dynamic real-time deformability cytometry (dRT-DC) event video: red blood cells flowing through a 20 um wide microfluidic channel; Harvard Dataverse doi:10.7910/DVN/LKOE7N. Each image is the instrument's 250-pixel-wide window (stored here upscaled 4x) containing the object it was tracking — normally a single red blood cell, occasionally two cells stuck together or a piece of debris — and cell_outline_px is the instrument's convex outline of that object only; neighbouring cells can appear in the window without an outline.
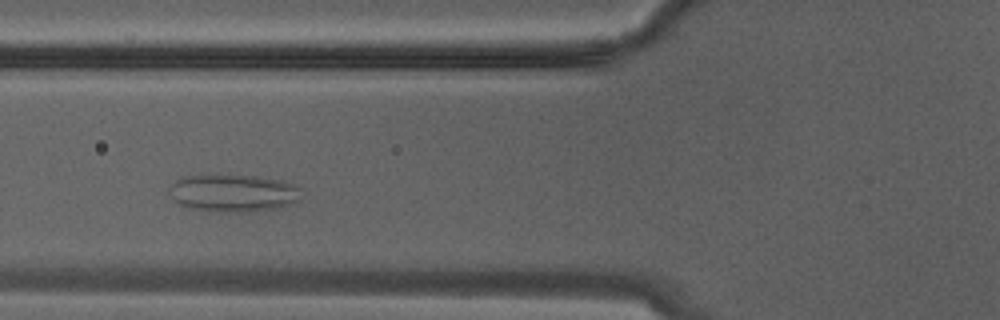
{"species": "Egyptian fruit bat (a non-hibernating species)", "species_latin": "Rousettus aegyptiacus", "temperature_condition": "warm", "stored_images_in_passage": 17, "camera_frame_rate_fps": 3000, "um_per_image_px": 0.085, "animal": {"sex": "male"}, "frame": {"image": 1, "passage_image": 8, "time_ms": 2.333, "image_size_px": [1000, 320], "cell_outline_px": [[300, 200], [296, 204], [284, 208], [252, 212], [212, 212], [192, 208], [180, 204], [168, 192], [168, 188], [180, 176], [256, 176], [284, 180], [300, 188]], "centroid_in_image_um": [19.9, 16.44], "position_along_channel_um": 105.9, "area_um2": 29.19}}